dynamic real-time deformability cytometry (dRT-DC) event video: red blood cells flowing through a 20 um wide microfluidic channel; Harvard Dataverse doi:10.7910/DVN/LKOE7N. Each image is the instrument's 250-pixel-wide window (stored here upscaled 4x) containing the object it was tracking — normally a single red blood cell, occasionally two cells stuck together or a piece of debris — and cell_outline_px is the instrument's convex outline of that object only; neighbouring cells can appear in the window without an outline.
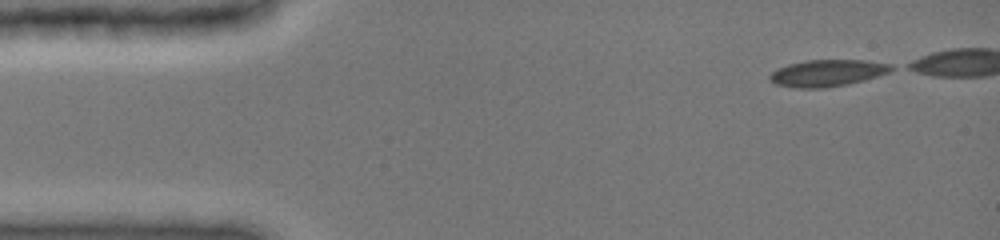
{"species": "common noctule bat (a hibernating species)", "species_latin": "Nyctalus noctula", "temperature_condition": "cold", "stored_images_in_passage": 39, "segment_of_instrument_passage": [1, 2], "camera_frame_rate_fps": 3000, "um_per_image_px": 0.085, "animal": {"sex": "female", "body_mass_g": 19.0, "forearm_length_mm": 51.5}, "frame": {"image": 1, "passage_image": 1, "time_ms": 0.0, "image_size_px": [1000, 240], "cell_outline_px": [[896, 68], [888, 72], [864, 80], [848, 84], [824, 88], [796, 88], [776, 84], [768, 80], [768, 76], [776, 68], [788, 64], [808, 60], [868, 60], [892, 64]], "centroid_in_image_um": [70.31, 6.2], "position_along_channel_um": 14.7, "area_um2": 19.07}}
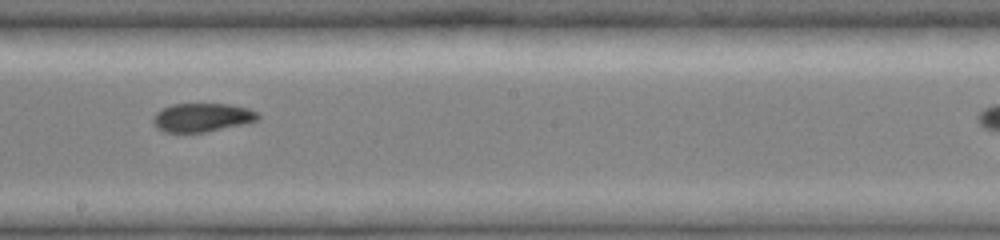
{"frame": {"image": 2, "passage_image": 24, "time_ms": 7.667, "image_size_px": [1000, 240], "cell_outline_px": [[260, 120], [248, 124], [204, 132], [164, 132], [156, 128], [152, 120], [152, 116], [156, 112], [172, 104], [228, 104], [248, 108], [260, 112]], "centroid_in_image_um": [17.23, 9.99], "position_along_channel_um": 231.0, "area_um2": 17.8}}
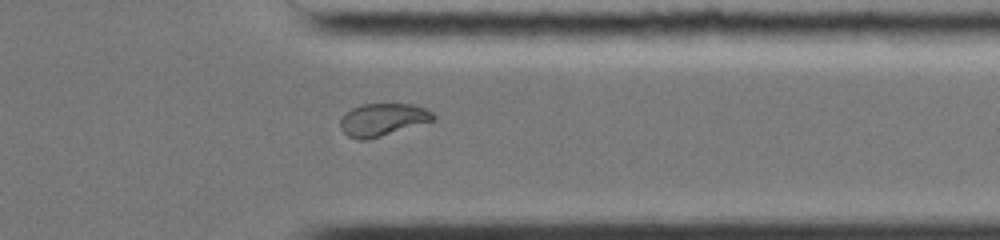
{"frame": {"image": 3, "passage_image": 35, "time_ms": 11.333, "image_size_px": [1000, 240], "cell_outline_px": [[436, 120], [368, 140], [360, 140], [348, 136], [340, 128], [340, 120], [352, 108], [364, 104], [412, 104], [424, 108], [432, 112], [436, 116]], "centroid_in_image_um": [32.56, 10.18], "position_along_channel_um": 378.8, "area_um2": 17.57}}